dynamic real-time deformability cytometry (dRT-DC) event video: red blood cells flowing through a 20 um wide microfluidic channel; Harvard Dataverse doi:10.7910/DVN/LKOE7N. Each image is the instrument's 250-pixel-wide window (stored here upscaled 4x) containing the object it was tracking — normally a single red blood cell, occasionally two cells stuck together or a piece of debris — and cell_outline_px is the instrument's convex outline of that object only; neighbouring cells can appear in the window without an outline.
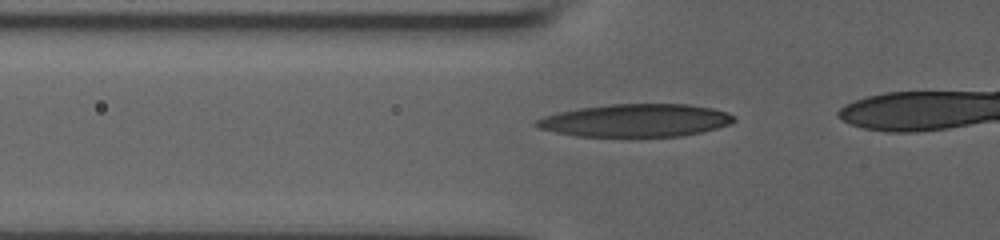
{"species": "human", "species_latin": "Homo sapiens", "temperature_condition": "room temperature", "stored_images_in_passage": 42, "camera_frame_rate_fps": 3000, "um_per_image_px": 0.085, "donor": {"sex": "male"}, "frame": {"image": 1, "passage_image": 14, "time_ms": 4.333, "image_size_px": [1000, 240], "cell_outline_px": [[736, 120], [728, 124], [716, 128], [700, 132], [680, 136], [576, 136], [556, 132], [540, 128], [532, 124], [536, 120], [544, 116], [560, 112], [580, 108], [608, 104], [688, 104], [712, 108], [728, 112], [736, 116]], "centroid_in_image_um": [54.05, 10.23], "position_along_channel_um": 71.8, "area_um2": 37.57}}
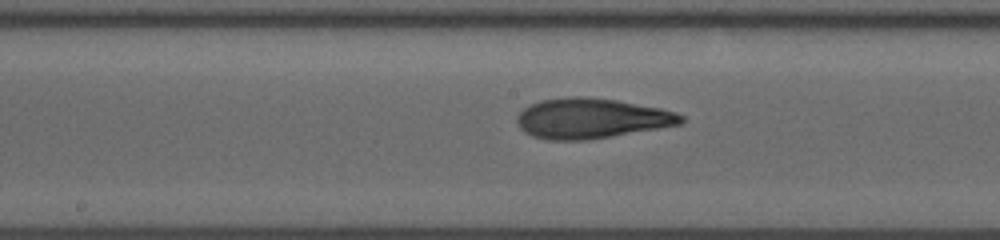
{"frame": {"image": 2, "passage_image": 24, "time_ms": 7.667, "image_size_px": [1000, 240], "cell_outline_px": [[684, 120], [680, 124], [660, 128], [588, 140], [548, 140], [532, 136], [524, 132], [520, 128], [516, 120], [516, 116], [524, 108], [540, 100], [576, 96], [588, 96], [616, 100], [660, 108], [676, 112], [684, 116]], "centroid_in_image_um": [50.26, 10.06], "position_along_channel_um": 197.9, "area_um2": 38.44}}
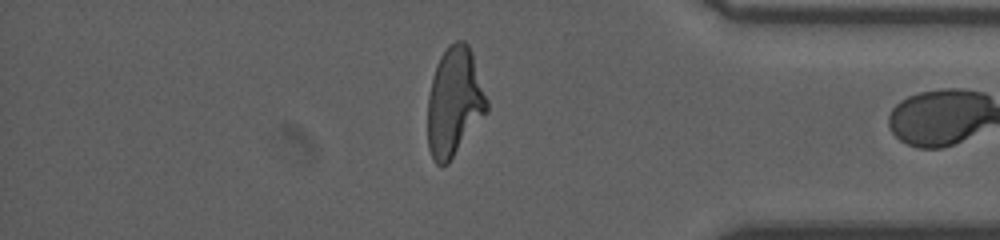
{"frame": {"image": 3, "passage_image": 41, "time_ms": 13.333, "image_size_px": [1000, 240], "cell_outline_px": [[488, 112], [448, 164], [440, 168], [436, 164], [428, 148], [428, 96], [432, 76], [436, 64], [440, 56], [448, 44], [456, 40], [464, 40], [468, 44], [472, 52], [488, 100]], "centroid_in_image_um": [38.62, 8.67], "position_along_channel_um": 396.6, "area_um2": 38.03}}